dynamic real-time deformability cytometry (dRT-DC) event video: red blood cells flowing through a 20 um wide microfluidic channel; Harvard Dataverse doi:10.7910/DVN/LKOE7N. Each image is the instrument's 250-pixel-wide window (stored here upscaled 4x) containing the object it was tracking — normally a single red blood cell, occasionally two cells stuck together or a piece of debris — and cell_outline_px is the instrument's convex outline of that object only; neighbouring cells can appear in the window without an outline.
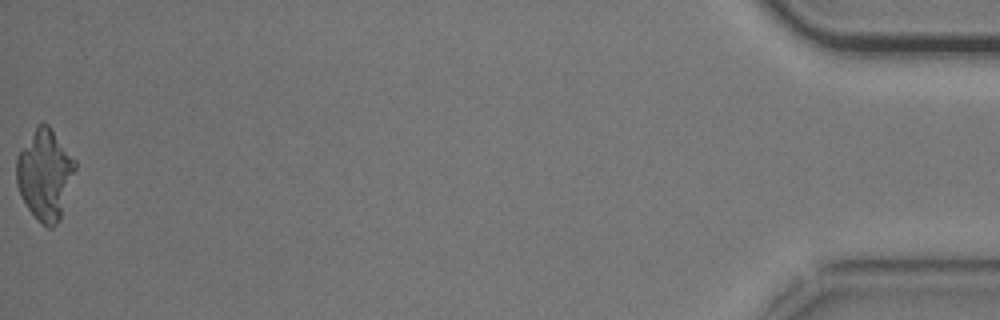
{"species": "common noctule bat (a hibernating species)", "species_latin": "Nyctalus noctula", "temperature_condition": "cold", "stored_images_in_passage": 56, "segment_of_instrument_passage": [2, 2], "camera_frame_rate_fps": 3000, "um_per_image_px": 0.085, "animal": {"sex": "male", "body_mass_g": 20.5, "forearm_length_mm": 52.5}, "frame": {"image": 1, "passage_image": 56, "time_ms": 18.333, "image_size_px": [1000, 320], "cell_outline_px": [[76, 168], [60, 220], [52, 228], [48, 228], [40, 224], [36, 220], [20, 196], [16, 184], [16, 156], [36, 124], [48, 124], [76, 160]], "centroid_in_image_um": [3.8, 14.85], "position_along_channel_um": 431.4, "area_um2": 31.27}}